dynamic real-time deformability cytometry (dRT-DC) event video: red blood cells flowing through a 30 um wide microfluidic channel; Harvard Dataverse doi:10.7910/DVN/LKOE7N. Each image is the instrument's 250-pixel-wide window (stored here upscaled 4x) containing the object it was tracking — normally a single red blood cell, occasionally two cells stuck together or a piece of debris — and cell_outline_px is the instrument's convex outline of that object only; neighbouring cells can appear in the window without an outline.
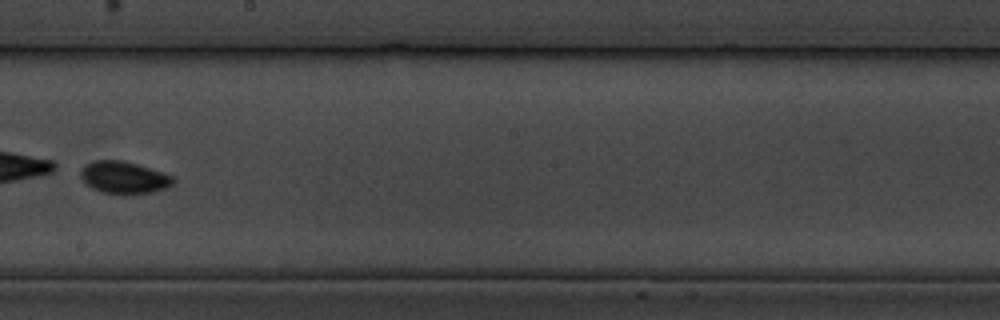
{"species": "common noctule bat (a hibernating species)", "species_latin": "Nyctalus noctula", "temperature_condition": "cold", "stored_images_in_passage": 9, "camera_frame_rate_fps": 3000, "um_per_image_px": 0.085, "animal": {"sex": "male", "body_mass_g": 19.5, "forearm_length_mm": 54.6}, "frame": {"image": 1, "passage_image": 9, "time_ms": 9.333, "image_size_px": [1000, 320], "cell_outline_px": [[176, 180], [172, 184], [164, 188], [152, 192], [132, 196], [128, 196], [104, 192], [92, 188], [80, 176], [80, 168], [84, 164], [96, 160], [120, 160], [136, 164], [172, 176]], "centroid_in_image_um": [10.51, 15.11], "position_along_channel_um": 237.7, "area_um2": 17.4}}